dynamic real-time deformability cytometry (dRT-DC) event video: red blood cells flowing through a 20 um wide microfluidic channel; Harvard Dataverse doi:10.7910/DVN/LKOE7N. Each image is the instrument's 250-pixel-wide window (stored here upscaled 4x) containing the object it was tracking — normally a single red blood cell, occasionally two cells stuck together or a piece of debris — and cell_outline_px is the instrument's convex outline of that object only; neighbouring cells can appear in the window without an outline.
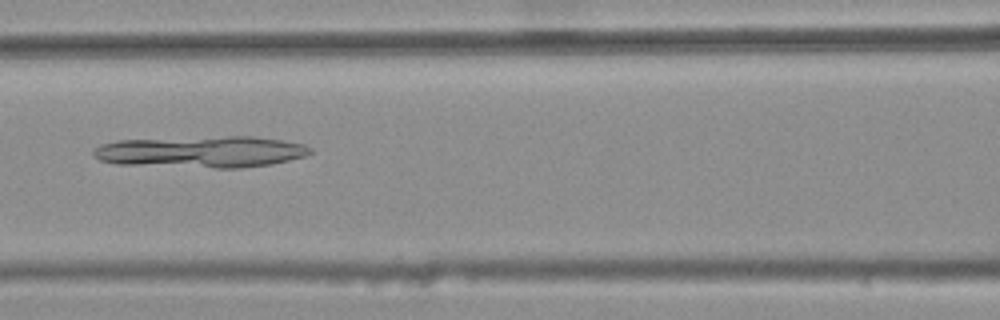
{"species": "common noctule bat (a hibernating species)", "species_latin": "Nyctalus noctula", "temperature_condition": "warm", "stored_images_in_passage": 47, "camera_frame_rate_fps": 3000, "um_per_image_px": 0.085, "animal": {"sex": "female", "body_mass_g": 25.1}, "frame": {"image": 1, "passage_image": 23, "time_ms": 7.333, "image_size_px": [1000, 320], "cell_outline_px": [[312, 152], [308, 156], [272, 164], [240, 168], [216, 168], [116, 164], [100, 160], [92, 156], [92, 152], [100, 144], [120, 140], [224, 136], [256, 136], [284, 140], [304, 144], [312, 148]], "centroid_in_image_um": [17.16, 12.9], "position_along_channel_um": 149.4, "area_um2": 40.29}}
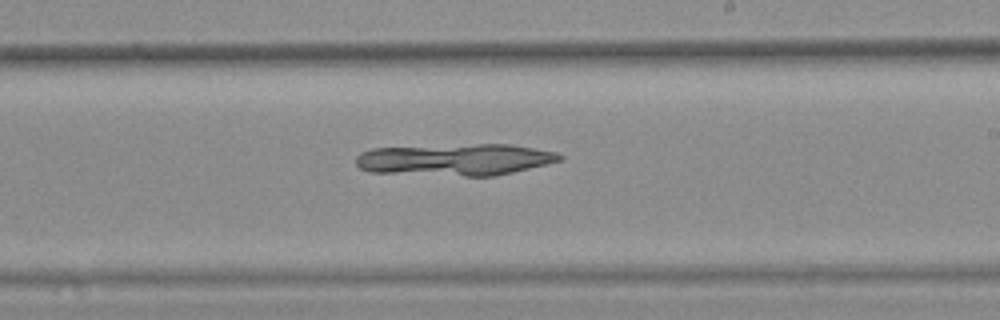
{"frame": {"image": 2, "passage_image": 31, "time_ms": 10.0, "image_size_px": [1000, 320], "cell_outline_px": [[564, 156], [560, 160], [512, 172], [492, 176], [464, 176], [368, 172], [360, 168], [356, 164], [356, 156], [360, 152], [372, 148], [476, 144], [508, 144], [556, 152]], "centroid_in_image_um": [38.62, 13.57], "position_along_channel_um": 250.4, "area_um2": 37.51}}
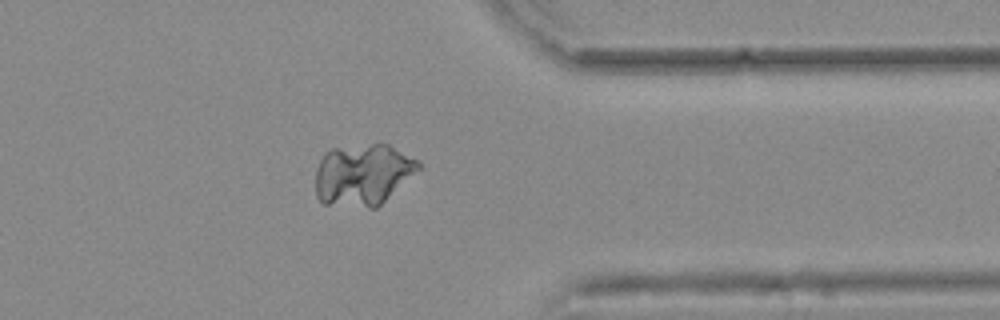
{"frame": {"image": 3, "passage_image": 42, "time_ms": 13.667, "image_size_px": [1000, 320], "cell_outline_px": [[420, 168], [376, 208], [368, 208], [324, 204], [316, 196], [316, 168], [324, 152], [332, 148], [372, 144], [388, 144], [420, 160]], "centroid_in_image_um": [30.82, 14.84], "position_along_channel_um": 380.6, "area_um2": 36.93}}